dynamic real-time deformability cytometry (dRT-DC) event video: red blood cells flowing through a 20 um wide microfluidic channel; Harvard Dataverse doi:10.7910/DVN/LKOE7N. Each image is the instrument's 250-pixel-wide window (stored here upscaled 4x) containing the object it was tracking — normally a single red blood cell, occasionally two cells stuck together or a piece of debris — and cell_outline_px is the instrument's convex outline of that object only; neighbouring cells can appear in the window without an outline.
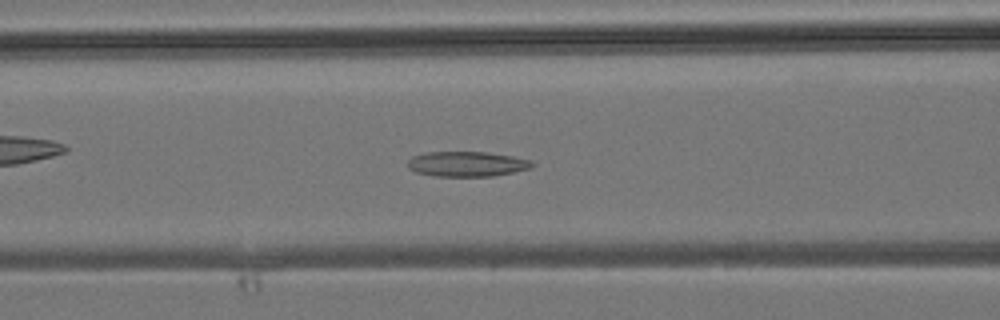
{"species": "common noctule bat (a hibernating species)", "species_latin": "Nyctalus noctula", "temperature_condition": "room temperature", "stored_images_in_passage": 37, "camera_frame_rate_fps": 3000, "um_per_image_px": 0.085, "animal": {"sex": "male", "body_mass_g": 19.2, "forearm_length_mm": 51.8}, "frame": {"image": 1, "passage_image": 12, "time_ms": 3.667, "image_size_px": [1000, 320], "cell_outline_px": [[536, 164], [528, 168], [512, 172], [492, 176], [432, 176], [416, 172], [408, 168], [408, 160], [412, 156], [428, 152], [488, 152], [512, 156], [532, 160]], "centroid_in_image_um": [39.67, 13.93], "position_along_channel_um": 126.9, "area_um2": 18.15}}
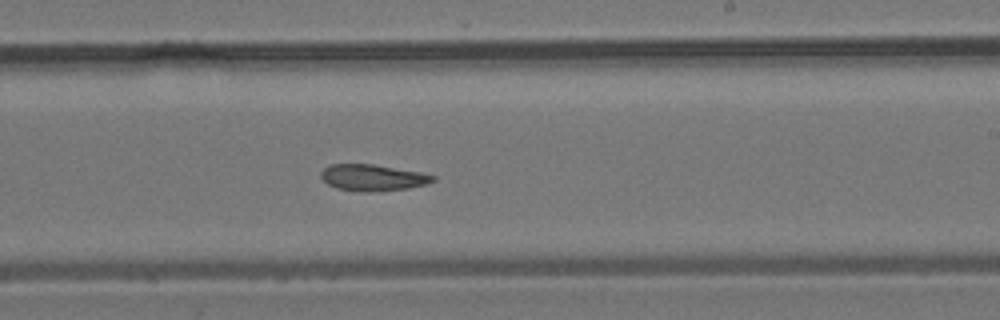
{"frame": {"image": 2, "passage_image": 20, "time_ms": 6.333, "image_size_px": [1000, 320], "cell_outline_px": [[436, 180], [428, 184], [408, 188], [372, 192], [336, 188], [328, 184], [320, 176], [320, 172], [328, 164], [372, 164], [420, 172], [436, 176]], "centroid_in_image_um": [31.69, 15.09], "position_along_channel_um": 257.3, "area_um2": 17.17}}
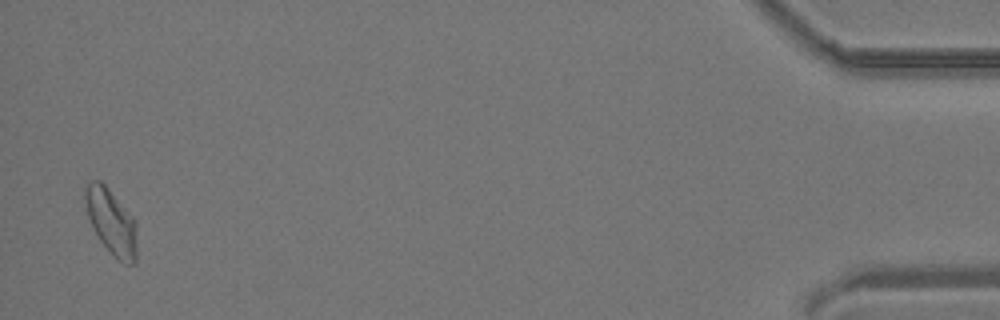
{"frame": {"image": 3, "passage_image": 36, "time_ms": 11.667, "image_size_px": [1000, 320], "cell_outline_px": [[136, 260], [132, 264], [124, 264], [100, 240], [88, 216], [84, 196], [84, 188], [92, 180], [100, 180], [108, 188], [136, 224]], "centroid_in_image_um": [9.45, 18.84], "position_along_channel_um": 425.8, "area_um2": 18.9}}